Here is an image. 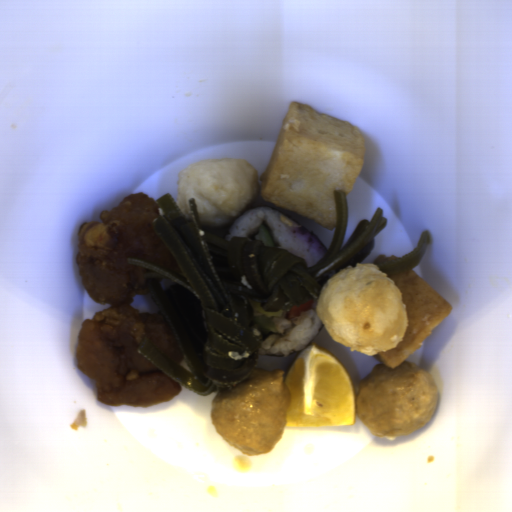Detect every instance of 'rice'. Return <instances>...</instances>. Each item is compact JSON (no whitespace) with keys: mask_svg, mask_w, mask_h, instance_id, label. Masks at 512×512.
Masks as SVG:
<instances>
[{"mask_svg":"<svg viewBox=\"0 0 512 512\" xmlns=\"http://www.w3.org/2000/svg\"><path fill=\"white\" fill-rule=\"evenodd\" d=\"M267 224L276 247L285 248L304 259L310 268L326 252L301 226L267 207H258L240 217L224 239L250 237Z\"/></svg>","mask_w":512,"mask_h":512,"instance_id":"1","label":"rice"},{"mask_svg":"<svg viewBox=\"0 0 512 512\" xmlns=\"http://www.w3.org/2000/svg\"><path fill=\"white\" fill-rule=\"evenodd\" d=\"M310 309L298 317H289V310L273 320L275 335H262L257 355L287 356L303 349L313 341L321 326L316 312L317 297L312 299Z\"/></svg>","mask_w":512,"mask_h":512,"instance_id":"2","label":"rice"}]
</instances>
